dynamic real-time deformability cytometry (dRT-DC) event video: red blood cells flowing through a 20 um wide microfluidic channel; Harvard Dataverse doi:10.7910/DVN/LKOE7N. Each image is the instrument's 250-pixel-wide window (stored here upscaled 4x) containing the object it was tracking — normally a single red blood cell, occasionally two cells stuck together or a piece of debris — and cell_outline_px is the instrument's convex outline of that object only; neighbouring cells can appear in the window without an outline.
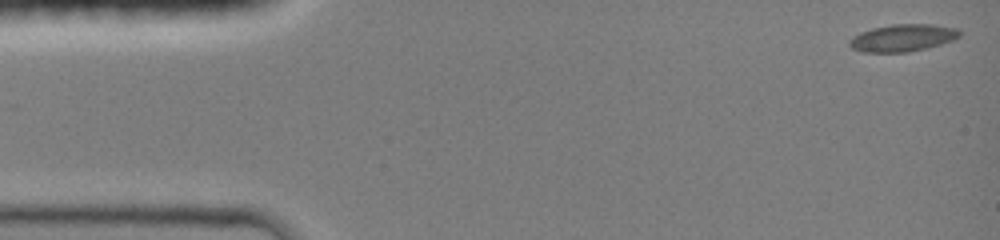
{"species": "common noctule bat (a hibernating species)", "species_latin": "Nyctalus noctula", "temperature_condition": "room temperature", "stored_images_in_passage": 46, "camera_frame_rate_fps": 3000, "um_per_image_px": 0.085, "animal": {"sex": "female", "body_mass_g": 19.0, "forearm_length_mm": 51.5}, "frame": {"image": 1, "passage_image": 1, "time_ms": 0.0, "image_size_px": [1000, 240], "cell_outline_px": [[960, 36], [952, 40], [928, 48], [908, 52], [864, 52], [852, 48], [848, 44], [848, 40], [852, 36], [860, 32], [872, 28], [892, 24], [932, 24], [960, 28]], "centroid_in_image_um": [76.72, 3.21], "position_along_channel_um": 8.3, "area_um2": 17.63}}
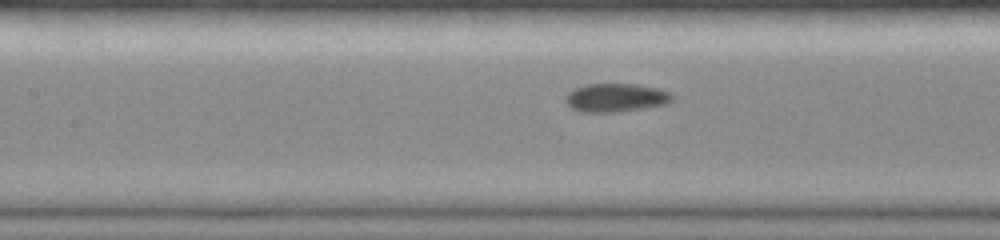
{"frame": {"image": 2, "passage_image": 20, "time_ms": 6.333, "image_size_px": [1000, 240], "cell_outline_px": [[672, 100], [664, 104], [616, 112], [584, 112], [572, 108], [564, 100], [564, 96], [568, 92], [576, 88], [588, 84], [636, 84], [656, 88], [668, 92], [672, 96]], "centroid_in_image_um": [52.29, 8.3], "position_along_channel_um": 155.1, "area_um2": 17.34}}
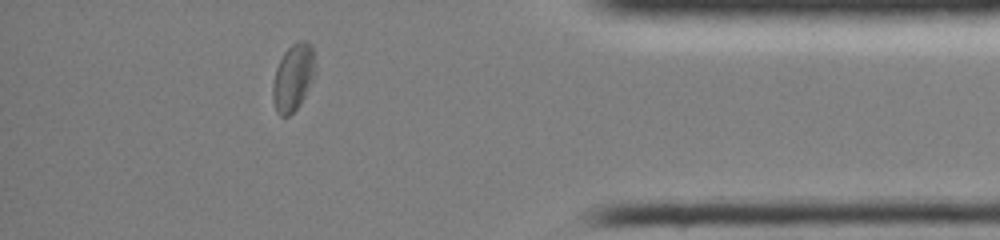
{"frame": {"image": 3, "passage_image": 40, "time_ms": 13.0, "image_size_px": [1000, 240], "cell_outline_px": [[316, 72], [300, 104], [288, 116], [280, 116], [276, 112], [272, 96], [272, 84], [276, 68], [284, 52], [292, 44], [300, 40], [304, 40], [312, 44], [316, 68]], "centroid_in_image_um": [24.92, 6.56], "position_along_channel_um": 410.3, "area_um2": 16.65}, "authors_computed_cell_mechanics": {"area_um2": 16.8487, "velocity_mm_per_s": 4.1418, "shape_relaxation_time_tau1_ms": 3.2372, "shape_relaxation_time_tau2_ms": 3.6151, "deformation_change_tau1": 0.1061, "deformation_change_tau2": 0.0574}}